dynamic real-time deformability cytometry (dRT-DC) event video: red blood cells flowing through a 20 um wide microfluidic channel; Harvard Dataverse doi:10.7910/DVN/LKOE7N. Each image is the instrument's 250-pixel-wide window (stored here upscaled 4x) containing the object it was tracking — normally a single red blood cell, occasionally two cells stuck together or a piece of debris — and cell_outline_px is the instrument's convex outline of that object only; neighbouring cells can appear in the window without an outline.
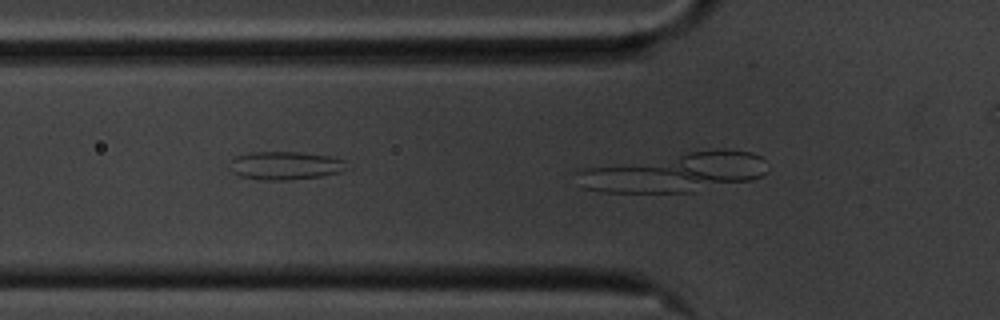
{"species": "common noctule bat (a hibernating species)", "species_latin": "Nyctalus noctula", "temperature_condition": "cold", "stored_images_in_passage": 20, "camera_frame_rate_fps": 3000, "um_per_image_px": 0.085, "animal": {"sex": "male", "body_mass_g": 20.1, "forearm_length_mm": 53.5}, "frame": {"image": 1, "passage_image": 17, "time_ms": 5.333, "image_size_px": [1000, 320], "cell_outline_px": [[352, 168], [340, 172], [320, 176], [288, 180], [260, 180], [240, 176], [232, 172], [228, 164], [232, 156], [248, 152], [300, 152], [328, 156], [344, 160]], "centroid_in_image_um": [24.22, 14.07], "position_along_channel_um": 101.6, "area_um2": 19.65}}